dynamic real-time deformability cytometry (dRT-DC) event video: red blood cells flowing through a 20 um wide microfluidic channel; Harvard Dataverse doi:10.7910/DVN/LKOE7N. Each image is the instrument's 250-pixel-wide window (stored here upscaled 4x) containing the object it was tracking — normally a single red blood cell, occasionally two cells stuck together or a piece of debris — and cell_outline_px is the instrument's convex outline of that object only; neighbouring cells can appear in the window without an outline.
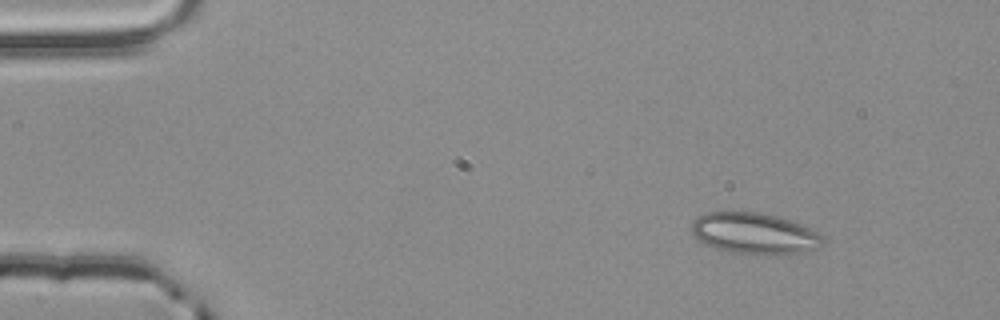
{"species": "common noctule bat (a hibernating species)", "species_latin": "Nyctalus noctula", "temperature_condition": "room temperature", "stored_images_in_passage": 66, "camera_frame_rate_fps": 3000, "um_per_image_px": 0.085, "animal": {"sex": "male", "body_mass_g": 20.4}, "frame": {"image": 1, "passage_image": 1, "time_ms": 0.0, "image_size_px": [1000, 320], "cell_outline_px": [[828, 240], [820, 248], [804, 252], [776, 256], [728, 252], [712, 248], [696, 240], [692, 232], [692, 220], [704, 212], [756, 212], [776, 216], [800, 224], [824, 236]], "centroid_in_image_um": [64.13, 19.88], "position_along_channel_um": 20.9, "area_um2": 32.19}}